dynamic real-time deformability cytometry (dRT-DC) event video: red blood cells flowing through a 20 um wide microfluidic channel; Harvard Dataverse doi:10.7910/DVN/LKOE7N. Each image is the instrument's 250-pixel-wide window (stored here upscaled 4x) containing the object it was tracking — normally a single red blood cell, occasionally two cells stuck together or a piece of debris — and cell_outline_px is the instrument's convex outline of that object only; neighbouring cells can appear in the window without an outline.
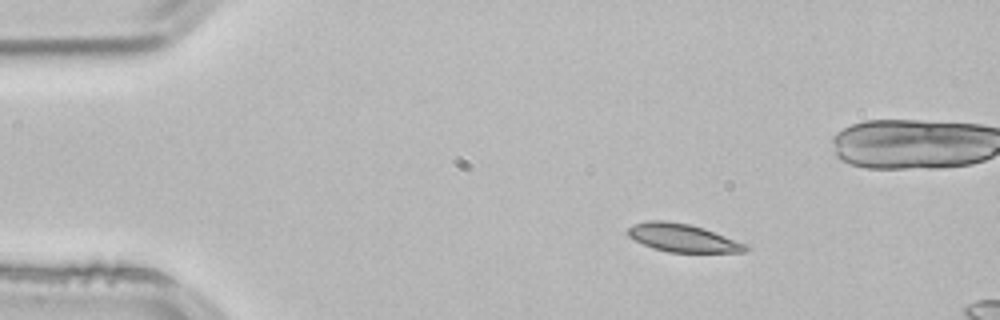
{"species": "common noctule bat (a hibernating species)", "species_latin": "Nyctalus noctula", "temperature_condition": "room temperature", "stored_images_in_passage": 3, "camera_frame_rate_fps": 3000, "um_per_image_px": 0.085, "animal": {"sex": "male", "body_mass_g": 21.5, "forearm_length_mm": 52.0}, "frame": {"image": 1, "passage_image": 1, "time_ms": 0.0, "image_size_px": [1000, 320], "cell_outline_px": [[752, 248], [744, 252], [668, 252], [652, 248], [628, 236], [628, 228], [632, 224], [648, 220], [664, 220], [688, 224], [704, 228], [748, 244]], "centroid_in_image_um": [58.06, 20.22], "position_along_channel_um": 26.9, "area_um2": 19.31}}